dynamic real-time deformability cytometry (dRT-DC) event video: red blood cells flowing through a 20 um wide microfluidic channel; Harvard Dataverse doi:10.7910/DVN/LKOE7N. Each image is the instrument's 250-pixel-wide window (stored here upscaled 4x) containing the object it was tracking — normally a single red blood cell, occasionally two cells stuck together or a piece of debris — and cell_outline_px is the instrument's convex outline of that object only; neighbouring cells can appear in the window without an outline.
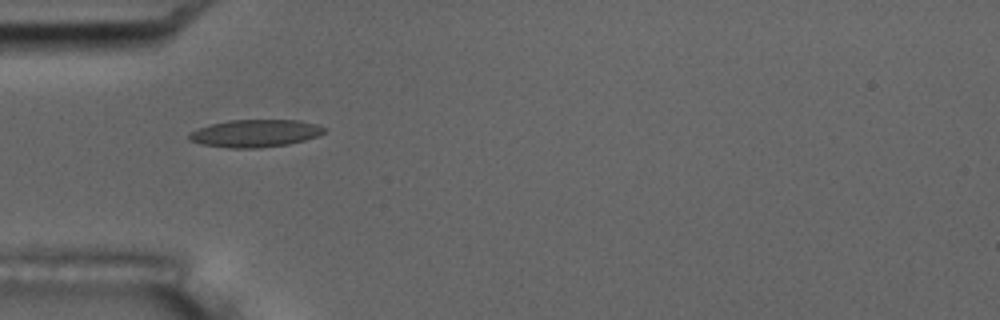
{"species": "common noctule bat (a hibernating species)", "species_latin": "Nyctalus noctula", "temperature_condition": "room temperature", "stored_images_in_passage": 17, "camera_frame_rate_fps": 3000, "um_per_image_px": 0.085, "animal": {"sex": "male", "body_mass_g": 17.5, "forearm_length_mm": 52.3}, "frame": {"image": 1, "passage_image": 6, "time_ms": 5.667, "image_size_px": [1000, 320], "cell_outline_px": [[328, 128], [320, 136], [288, 144], [256, 148], [228, 148], [200, 144], [188, 140], [188, 136], [192, 132], [200, 128], [212, 124], [228, 120], [300, 120], [316, 124]], "centroid_in_image_um": [21.72, 11.33], "position_along_channel_um": 63.3, "area_um2": 21.68}, "authors_computed_cell_mechanics": {"area_um2": 20.6924, "velocity_mm_per_s": 3.5564, "shape_relaxation_time_tau1_ms": null, "shape_relaxation_time_tau2_ms": 2.3719, "deformation_change_tau1": null, "deformation_change_tau2": 0.0584}}